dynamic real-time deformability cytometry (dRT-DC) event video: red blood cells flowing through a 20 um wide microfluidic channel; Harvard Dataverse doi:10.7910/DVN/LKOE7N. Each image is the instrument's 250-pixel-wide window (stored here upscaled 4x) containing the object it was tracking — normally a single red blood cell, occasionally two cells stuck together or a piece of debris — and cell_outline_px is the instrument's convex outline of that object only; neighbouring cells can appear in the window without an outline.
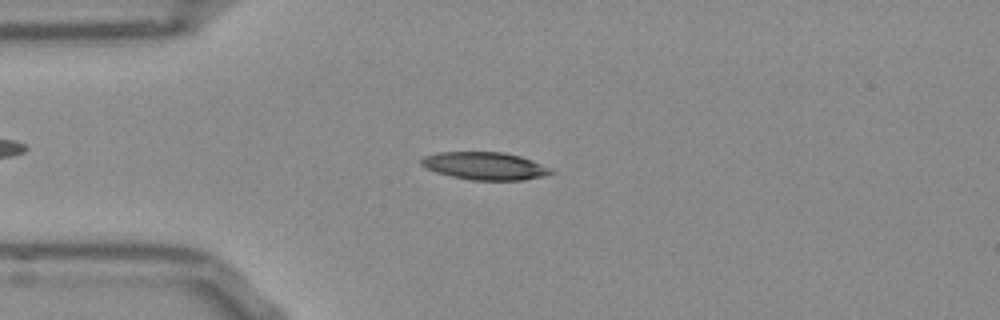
{"species": "Egyptian fruit bat (a non-hibernating species)", "species_latin": "Rousettus aegyptiacus", "temperature_condition": "room temperature", "stored_images_in_passage": 52, "camera_frame_rate_fps": 3000, "um_per_image_px": 0.085, "frame": {"image": 1, "passage_image": 13, "time_ms": 4.0, "image_size_px": [1000, 320], "cell_outline_px": [[556, 172], [544, 176], [524, 180], [472, 180], [452, 176], [436, 172], [420, 164], [420, 160], [424, 156], [436, 152], [504, 152], [520, 156], [532, 160], [552, 168]], "centroid_in_image_um": [41.25, 14.1], "position_along_channel_um": 43.8, "area_um2": 20.98}}
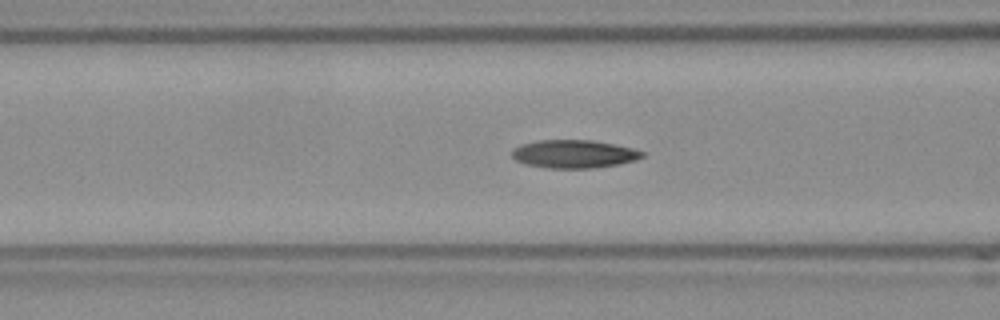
{"frame": {"image": 2, "passage_image": 20, "time_ms": 6.333, "image_size_px": [1000, 320], "cell_outline_px": [[644, 156], [636, 160], [616, 164], [592, 168], [548, 168], [524, 164], [516, 160], [512, 156], [512, 148], [520, 144], [540, 140], [592, 140], [632, 148], [644, 152]], "centroid_in_image_um": [48.74, 13.08], "position_along_channel_um": 117.9, "area_um2": 21.27}}
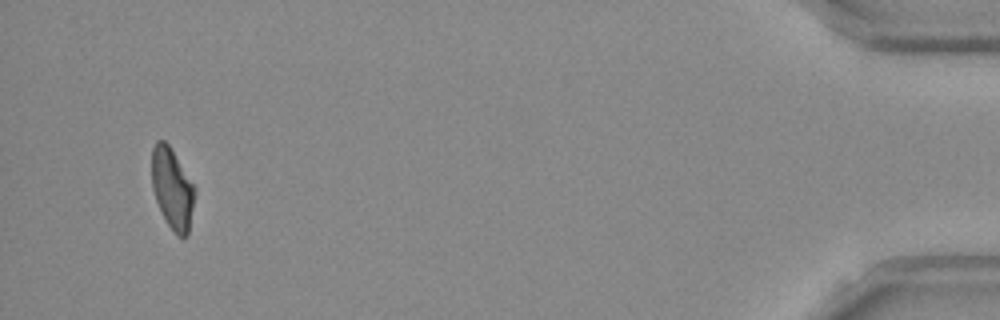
{"frame": {"image": 3, "passage_image": 50, "time_ms": 16.333, "image_size_px": [1000, 320], "cell_outline_px": [[196, 188], [188, 236], [176, 236], [168, 224], [156, 200], [152, 188], [152, 148], [156, 140], [164, 140], [168, 144]], "centroid_in_image_um": [14.64, 16.03], "position_along_channel_um": 420.6, "area_um2": 20.06}, "authors_computed_cell_mechanics": {"area_um2": 20.9814, "velocity_mm_per_s": 3.8661, "shape_relaxation_time_tau1_ms": 5.685, "shape_relaxation_time_tau2_ms": 4.5073, "deformation_change_tau1": 0.171, "deformation_change_tau2": 0.1157}}